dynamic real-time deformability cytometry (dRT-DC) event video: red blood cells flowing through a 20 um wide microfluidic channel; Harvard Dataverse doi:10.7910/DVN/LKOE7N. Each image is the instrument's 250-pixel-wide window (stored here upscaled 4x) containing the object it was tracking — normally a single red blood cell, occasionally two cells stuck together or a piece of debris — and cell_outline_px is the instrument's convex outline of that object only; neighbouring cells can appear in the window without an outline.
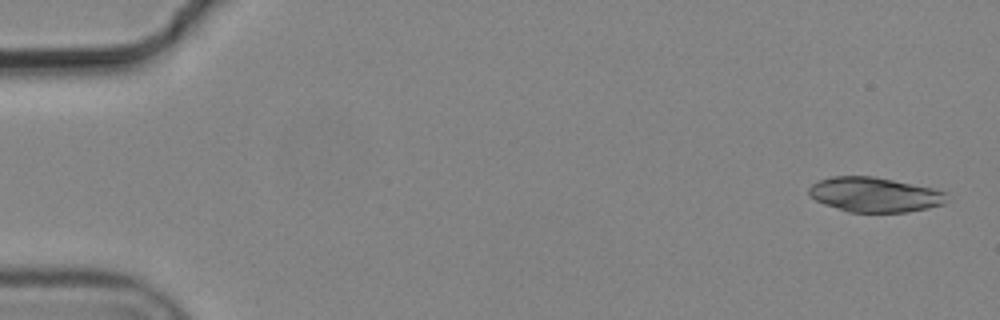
{"species": "common noctule bat (a hibernating species)", "species_latin": "Nyctalus noctula", "temperature_condition": "cold", "stored_images_in_passage": 6, "camera_frame_rate_fps": 3000, "um_per_image_px": 0.085, "animal": {"sex": "male", "body_mass_g": 19.2, "forearm_length_mm": 51.8}, "frame": {"image": 1, "passage_image": 1, "time_ms": 0.0, "image_size_px": [1000, 320], "cell_outline_px": [[948, 192], [944, 204], [928, 208], [908, 212], [848, 212], [824, 204], [816, 200], [808, 192], [808, 188], [812, 184], [820, 180], [832, 176], [872, 176], [932, 188]], "centroid_in_image_um": [74.35, 16.55], "position_along_channel_um": 10.7, "area_um2": 27.8}}
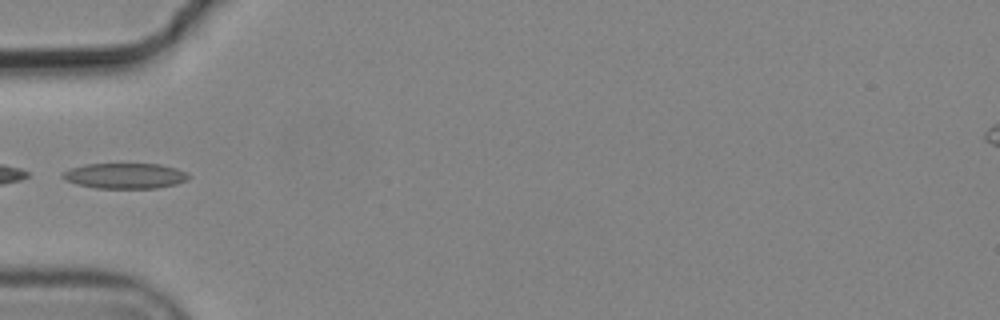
{"frame": {"image": 2, "passage_image": 5, "time_ms": 1.333, "image_size_px": [1000, 320], "cell_outline_px": [[192, 176], [188, 180], [176, 184], [156, 188], [96, 188], [76, 184], [64, 180], [60, 176], [60, 172], [68, 168], [84, 164], [160, 164], [176, 168], [188, 172]], "centroid_in_image_um": [10.6, 14.94], "position_along_channel_um": 74.4, "area_um2": 19.07}}
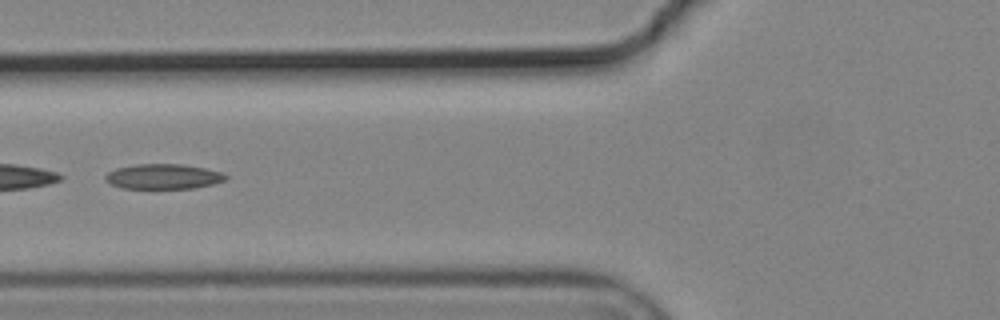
{"frame": {"image": 3, "passage_image": 6, "time_ms": 1.667, "image_size_px": [1000, 320], "cell_outline_px": [[228, 176], [224, 180], [212, 184], [196, 188], [120, 188], [104, 180], [104, 176], [108, 172], [116, 168], [136, 164], [184, 164], [224, 172]], "centroid_in_image_um": [13.88, 15.0], "position_along_channel_um": 111.9, "area_um2": 17.63}}